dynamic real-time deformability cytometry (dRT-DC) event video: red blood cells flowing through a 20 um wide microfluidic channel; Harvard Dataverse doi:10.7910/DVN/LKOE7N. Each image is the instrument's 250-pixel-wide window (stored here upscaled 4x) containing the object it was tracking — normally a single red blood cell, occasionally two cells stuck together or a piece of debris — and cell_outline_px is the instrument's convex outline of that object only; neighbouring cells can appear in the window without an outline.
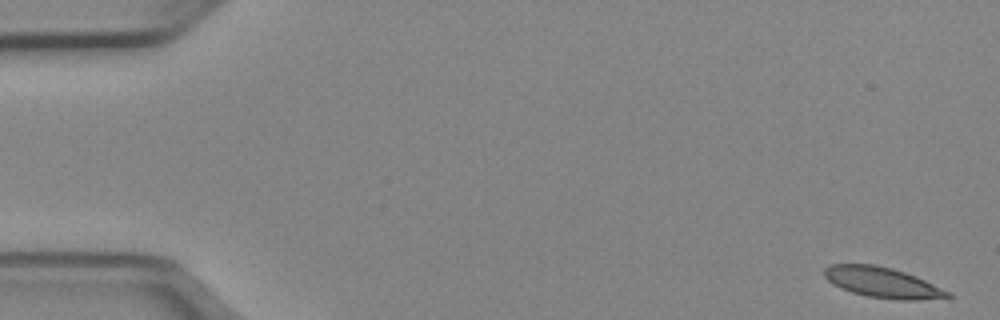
{"species": "Egyptian fruit bat (a non-hibernating species)", "species_latin": "Rousettus aegyptiacus", "temperature_condition": "cold", "stored_images_in_passage": 10, "camera_frame_rate_fps": 3000, "um_per_image_px": 0.085, "animal": {"sex": "female"}, "frame": {"image": 1, "passage_image": 1, "time_ms": 0.0, "image_size_px": [1000, 320], "cell_outline_px": [[952, 296], [916, 300], [900, 300], [868, 296], [852, 292], [840, 288], [832, 284], [824, 276], [824, 268], [828, 264], [876, 264], [892, 268], [916, 276], [952, 292]], "centroid_in_image_um": [74.99, 24.0], "position_along_channel_um": 10.0, "area_um2": 21.91}}